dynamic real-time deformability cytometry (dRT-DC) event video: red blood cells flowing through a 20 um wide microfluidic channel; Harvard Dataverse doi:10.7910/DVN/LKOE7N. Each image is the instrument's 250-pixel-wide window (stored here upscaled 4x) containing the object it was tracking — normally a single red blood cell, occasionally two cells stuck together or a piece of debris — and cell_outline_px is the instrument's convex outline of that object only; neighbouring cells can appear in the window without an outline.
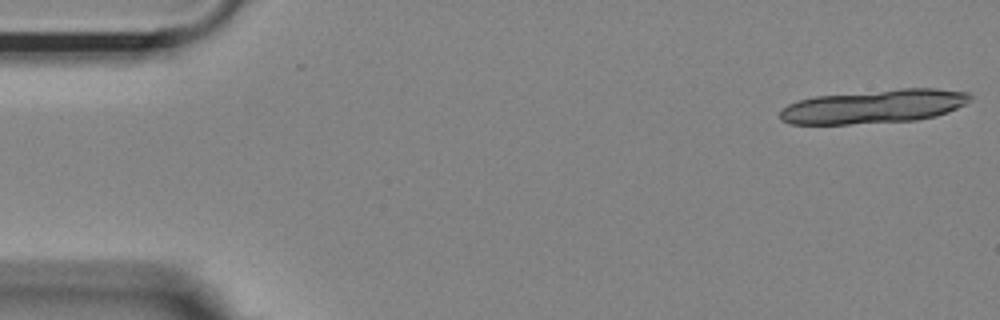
{"species": "Egyptian fruit bat (a non-hibernating species)", "species_latin": "Rousettus aegyptiacus", "temperature_condition": "room temperature", "stored_images_in_passage": 16, "camera_frame_rate_fps": 3000, "um_per_image_px": 0.085, "animal": {"sex": "female"}, "frame": {"image": 1, "passage_image": 1, "time_ms": 0.0, "image_size_px": [1000, 320], "cell_outline_px": [[972, 100], [948, 112], [936, 116], [916, 120], [848, 124], [792, 124], [780, 120], [780, 112], [788, 104], [800, 100], [816, 96], [900, 88], [936, 88], [968, 92], [972, 96]], "centroid_in_image_um": [74.32, 9.04], "position_along_channel_um": 10.7, "area_um2": 37.34}}